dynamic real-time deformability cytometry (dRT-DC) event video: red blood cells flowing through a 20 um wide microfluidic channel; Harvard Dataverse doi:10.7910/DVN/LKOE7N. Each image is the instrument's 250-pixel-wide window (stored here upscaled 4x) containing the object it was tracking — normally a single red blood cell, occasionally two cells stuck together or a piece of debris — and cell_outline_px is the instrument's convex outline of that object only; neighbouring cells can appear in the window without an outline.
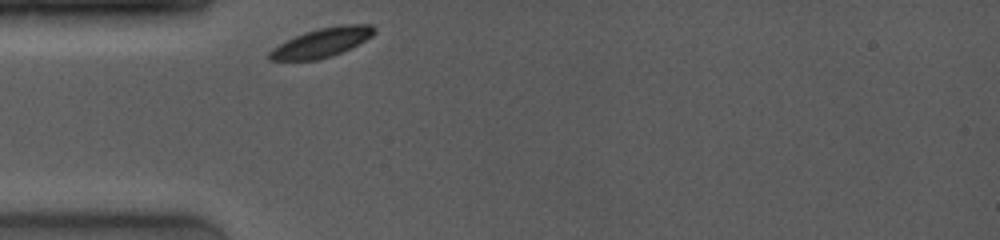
{"species": "common noctule bat (a hibernating species)", "species_latin": "Nyctalus noctula", "temperature_condition": "room temperature", "stored_images_in_passage": 29, "camera_frame_rate_fps": 4000, "um_per_image_px": 0.085, "animal": {"sex": "female", "body_mass_g": 19.0, "forearm_length_mm": 53.3}, "frame": {"image": 1, "passage_image": 1, "time_ms": 0.0, "image_size_px": [1000, 240], "cell_outline_px": [[376, 32], [372, 36], [332, 56], [316, 60], [268, 60], [268, 52], [272, 48], [304, 32], [320, 28], [344, 24], [372, 24], [376, 28]], "centroid_in_image_um": [27.35, 3.61], "position_along_channel_um": 57.6, "area_um2": 17.51}}
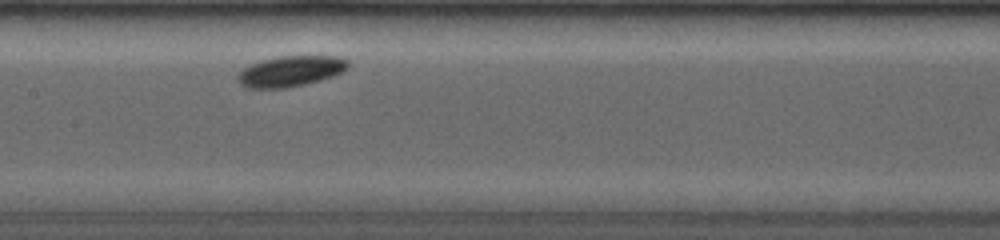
{"frame": {"image": 2, "passage_image": 12, "time_ms": 3.5, "image_size_px": [1000, 240], "cell_outline_px": [[348, 68], [332, 76], [320, 80], [304, 84], [284, 88], [248, 88], [240, 84], [236, 80], [236, 76], [248, 64], [260, 60], [280, 56], [336, 56], [348, 60]], "centroid_in_image_um": [24.64, 6.05], "position_along_channel_um": 182.8, "area_um2": 19.71}}
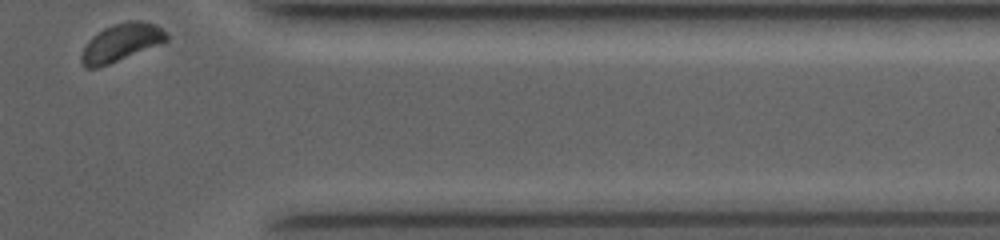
{"frame": {"image": 3, "passage_image": 29, "time_ms": 9.5, "image_size_px": [1000, 240], "cell_outline_px": [[168, 40], [160, 44], [108, 64], [96, 68], [84, 68], [80, 60], [80, 56], [88, 40], [92, 36], [104, 28], [112, 24], [128, 20], [140, 20], [156, 24], [168, 32]], "centroid_in_image_um": [10.3, 3.59], "position_along_channel_um": 401.1, "area_um2": 18.79}, "authors_computed_cell_mechanics": {"area_um2": 18.9006, "velocity_mm_per_s": 3.7005, "shape_relaxation_time_tau1_ms": 1.0287, "shape_relaxation_time_tau2_ms": null, "deformation_change_tau1": 0.0404, "deformation_change_tau2": null}}